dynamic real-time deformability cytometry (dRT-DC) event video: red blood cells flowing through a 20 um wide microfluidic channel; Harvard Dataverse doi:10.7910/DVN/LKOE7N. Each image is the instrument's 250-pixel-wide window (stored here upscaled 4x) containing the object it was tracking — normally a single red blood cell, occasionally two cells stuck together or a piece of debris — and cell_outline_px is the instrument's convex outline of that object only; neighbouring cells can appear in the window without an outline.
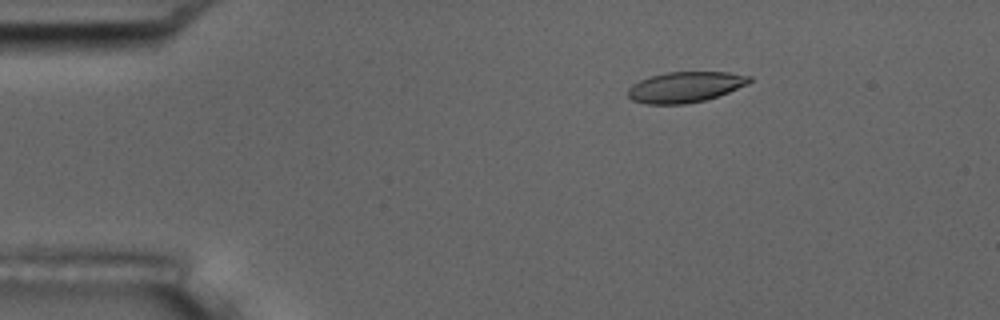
{"species": "common noctule bat (a hibernating species)", "species_latin": "Nyctalus noctula", "temperature_condition": "room temperature", "stored_images_in_passage": 54, "camera_frame_rate_fps": 3000, "um_per_image_px": 0.085, "animal": {"sex": "male", "body_mass_g": 17.5, "forearm_length_mm": 52.3}, "frame": {"image": 1, "passage_image": 9, "time_ms": 2.667, "image_size_px": [1000, 320], "cell_outline_px": [[752, 80], [748, 84], [728, 92], [704, 100], [684, 104], [648, 104], [632, 100], [628, 96], [628, 88], [632, 84], [640, 80], [652, 76], [668, 72], [728, 72], [752, 76]], "centroid_in_image_um": [58.25, 7.39], "position_along_channel_um": 26.8, "area_um2": 21.56}}
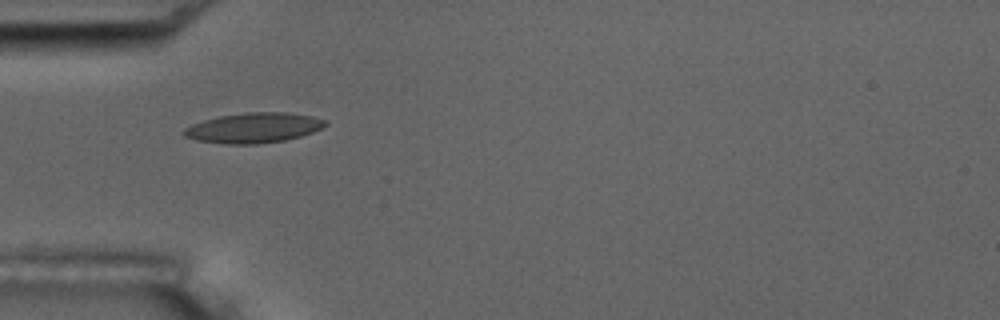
{"frame": {"image": 2, "passage_image": 17, "time_ms": 5.333, "image_size_px": [1000, 320], "cell_outline_px": [[328, 124], [312, 132], [300, 136], [284, 140], [256, 144], [224, 144], [196, 140], [184, 136], [180, 132], [184, 128], [192, 124], [204, 120], [220, 116], [244, 112], [288, 112], [312, 116], [328, 120]], "centroid_in_image_um": [21.54, 10.86], "position_along_channel_um": 63.5, "area_um2": 24.91}}
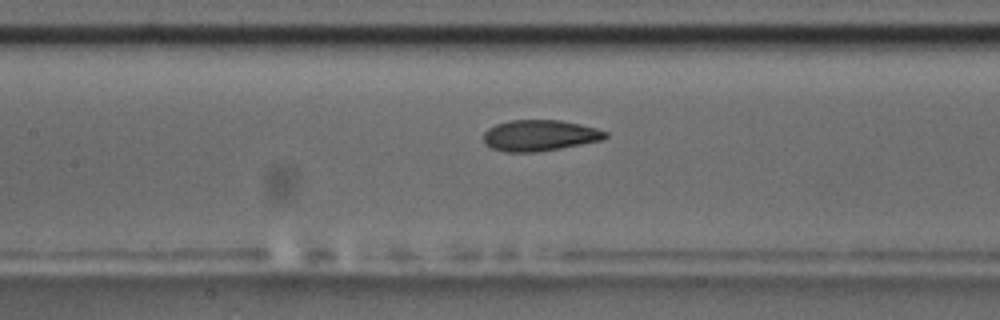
{"frame": {"image": 3, "passage_image": 25, "time_ms": 8.0, "image_size_px": [1000, 320], "cell_outline_px": [[608, 136], [604, 140], [560, 148], [536, 152], [504, 152], [492, 148], [484, 144], [484, 132], [488, 128], [496, 124], [508, 120], [560, 120], [580, 124], [596, 128], [608, 132]], "centroid_in_image_um": [45.87, 11.51], "position_along_channel_um": 161.5, "area_um2": 22.2}, "authors_computed_cell_mechanics": {"area_um2": 22.1952, "velocity_mm_per_s": 3.716, "shape_relaxation_time_tau1_ms": 7.0564, "shape_relaxation_time_tau2_ms": 1.477, "deformation_change_tau1": 0.2111, "deformation_change_tau2": 0.0653}}